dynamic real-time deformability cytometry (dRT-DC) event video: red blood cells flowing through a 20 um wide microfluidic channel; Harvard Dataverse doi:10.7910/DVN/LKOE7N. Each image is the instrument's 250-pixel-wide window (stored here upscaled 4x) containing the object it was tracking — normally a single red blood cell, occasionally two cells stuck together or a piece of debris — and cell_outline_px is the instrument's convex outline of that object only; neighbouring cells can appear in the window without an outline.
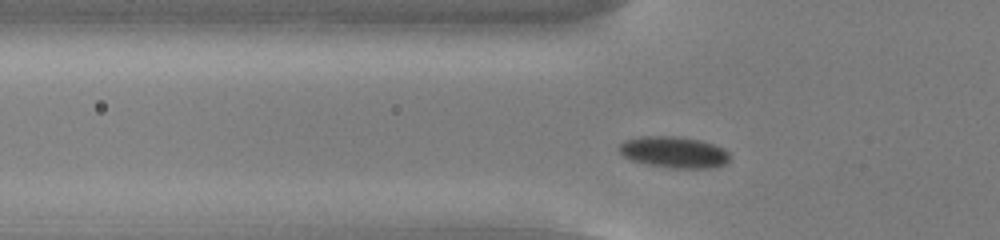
{"species": "common noctule bat (a hibernating species)", "species_latin": "Nyctalus noctula", "temperature_condition": "cold", "stored_images_in_passage": 47, "camera_frame_rate_fps": 3000, "um_per_image_px": 0.085, "animal": {"sex": "male", "body_mass_g": 13.0, "forearm_length_mm": 53.1}, "frame": {"image": 1, "passage_image": 10, "time_ms": 3.0, "image_size_px": [1000, 240], "cell_outline_px": [[732, 156], [724, 164], [712, 168], [668, 168], [628, 160], [616, 148], [624, 140], [640, 136], [672, 136], [700, 140], [724, 148]], "centroid_in_image_um": [57.26, 12.94], "position_along_channel_um": 68.5, "area_um2": 20.4}}
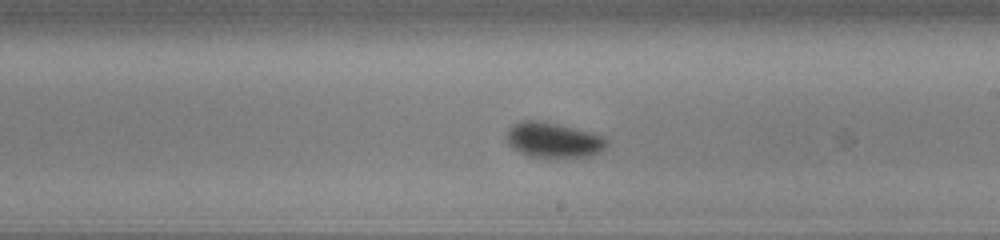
{"frame": {"image": 2, "passage_image": 24, "time_ms": 7.667, "image_size_px": [1000, 240], "cell_outline_px": [[608, 144], [600, 152], [592, 156], [528, 156], [512, 148], [504, 140], [504, 136], [508, 128], [512, 124], [520, 120], [544, 120], [604, 136], [608, 140]], "centroid_in_image_um": [46.98, 11.87], "position_along_channel_um": 242.0, "area_um2": 20.69}}
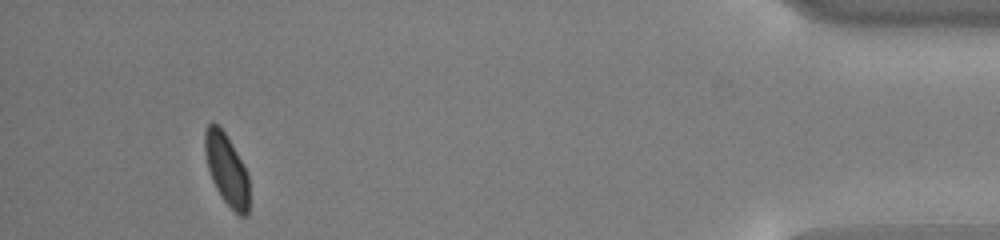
{"frame": {"image": 3, "passage_image": 43, "time_ms": 14.0, "image_size_px": [1000, 240], "cell_outline_px": [[248, 216], [240, 216], [224, 200], [216, 188], [212, 180], [208, 168], [204, 148], [204, 132], [208, 124], [212, 120], [224, 132], [248, 172]], "centroid_in_image_um": [19.25, 14.38], "position_along_channel_um": 415.9, "area_um2": 18.15}, "authors_computed_cell_mechanics": {"area_um2": 19.3052, "velocity_mm_per_s": 3.7456, "shape_relaxation_time_tau1_ms": 1.8966, "shape_relaxation_time_tau2_ms": null, "deformation_change_tau1": 0.0778, "deformation_change_tau2": null}}